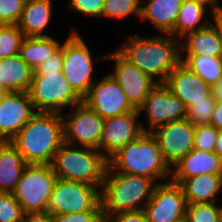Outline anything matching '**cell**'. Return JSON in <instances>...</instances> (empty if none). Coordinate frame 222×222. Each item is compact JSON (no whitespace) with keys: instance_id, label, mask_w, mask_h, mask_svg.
<instances>
[{"instance_id":"obj_1","label":"cell","mask_w":222,"mask_h":222,"mask_svg":"<svg viewBox=\"0 0 222 222\" xmlns=\"http://www.w3.org/2000/svg\"><path fill=\"white\" fill-rule=\"evenodd\" d=\"M116 50L157 83H164L181 63L180 40L170 34H155L150 37L132 34Z\"/></svg>"},{"instance_id":"obj_2","label":"cell","mask_w":222,"mask_h":222,"mask_svg":"<svg viewBox=\"0 0 222 222\" xmlns=\"http://www.w3.org/2000/svg\"><path fill=\"white\" fill-rule=\"evenodd\" d=\"M10 143L31 165H51L64 143L62 114L36 112Z\"/></svg>"},{"instance_id":"obj_3","label":"cell","mask_w":222,"mask_h":222,"mask_svg":"<svg viewBox=\"0 0 222 222\" xmlns=\"http://www.w3.org/2000/svg\"><path fill=\"white\" fill-rule=\"evenodd\" d=\"M155 179L117 171H106L100 191L104 219L122 212L143 210L155 187Z\"/></svg>"},{"instance_id":"obj_4","label":"cell","mask_w":222,"mask_h":222,"mask_svg":"<svg viewBox=\"0 0 222 222\" xmlns=\"http://www.w3.org/2000/svg\"><path fill=\"white\" fill-rule=\"evenodd\" d=\"M108 163L107 171L142 175L156 181L171 179V168L151 133H143L137 140L122 147Z\"/></svg>"},{"instance_id":"obj_5","label":"cell","mask_w":222,"mask_h":222,"mask_svg":"<svg viewBox=\"0 0 222 222\" xmlns=\"http://www.w3.org/2000/svg\"><path fill=\"white\" fill-rule=\"evenodd\" d=\"M108 159L97 149L63 143L51 167L58 179L83 182L102 189Z\"/></svg>"},{"instance_id":"obj_6","label":"cell","mask_w":222,"mask_h":222,"mask_svg":"<svg viewBox=\"0 0 222 222\" xmlns=\"http://www.w3.org/2000/svg\"><path fill=\"white\" fill-rule=\"evenodd\" d=\"M36 112H53L62 114L65 107H73L82 98L73 90L62 71L42 72L32 75L27 91Z\"/></svg>"},{"instance_id":"obj_7","label":"cell","mask_w":222,"mask_h":222,"mask_svg":"<svg viewBox=\"0 0 222 222\" xmlns=\"http://www.w3.org/2000/svg\"><path fill=\"white\" fill-rule=\"evenodd\" d=\"M57 179L51 165L25 167L12 192L24 214L47 211Z\"/></svg>"},{"instance_id":"obj_8","label":"cell","mask_w":222,"mask_h":222,"mask_svg":"<svg viewBox=\"0 0 222 222\" xmlns=\"http://www.w3.org/2000/svg\"><path fill=\"white\" fill-rule=\"evenodd\" d=\"M81 34L72 30L63 42L62 73L73 90L83 98L95 83L94 60Z\"/></svg>"},{"instance_id":"obj_9","label":"cell","mask_w":222,"mask_h":222,"mask_svg":"<svg viewBox=\"0 0 222 222\" xmlns=\"http://www.w3.org/2000/svg\"><path fill=\"white\" fill-rule=\"evenodd\" d=\"M96 186L83 182L57 179L51 193L47 212L51 215L103 211L100 191Z\"/></svg>"},{"instance_id":"obj_10","label":"cell","mask_w":222,"mask_h":222,"mask_svg":"<svg viewBox=\"0 0 222 222\" xmlns=\"http://www.w3.org/2000/svg\"><path fill=\"white\" fill-rule=\"evenodd\" d=\"M71 108L73 112L62 114L64 143L100 151L104 119L82 101Z\"/></svg>"},{"instance_id":"obj_11","label":"cell","mask_w":222,"mask_h":222,"mask_svg":"<svg viewBox=\"0 0 222 222\" xmlns=\"http://www.w3.org/2000/svg\"><path fill=\"white\" fill-rule=\"evenodd\" d=\"M186 109L184 103L172 94L163 83H157L137 110L140 115L143 111L147 113L149 127L142 123L141 126L144 133H151L164 124L185 120Z\"/></svg>"},{"instance_id":"obj_12","label":"cell","mask_w":222,"mask_h":222,"mask_svg":"<svg viewBox=\"0 0 222 222\" xmlns=\"http://www.w3.org/2000/svg\"><path fill=\"white\" fill-rule=\"evenodd\" d=\"M187 201L182 187L170 181L159 183L143 208L148 222H182Z\"/></svg>"},{"instance_id":"obj_13","label":"cell","mask_w":222,"mask_h":222,"mask_svg":"<svg viewBox=\"0 0 222 222\" xmlns=\"http://www.w3.org/2000/svg\"><path fill=\"white\" fill-rule=\"evenodd\" d=\"M82 102L103 119L136 110L110 74L104 75L99 81L96 80L82 98Z\"/></svg>"},{"instance_id":"obj_14","label":"cell","mask_w":222,"mask_h":222,"mask_svg":"<svg viewBox=\"0 0 222 222\" xmlns=\"http://www.w3.org/2000/svg\"><path fill=\"white\" fill-rule=\"evenodd\" d=\"M101 58L114 60L115 69L110 75L122 88L131 105L138 109L157 82L125 59L117 50L102 55Z\"/></svg>"},{"instance_id":"obj_15","label":"cell","mask_w":222,"mask_h":222,"mask_svg":"<svg viewBox=\"0 0 222 222\" xmlns=\"http://www.w3.org/2000/svg\"><path fill=\"white\" fill-rule=\"evenodd\" d=\"M194 133L195 126L187 119L164 124L151 132L170 168L194 148Z\"/></svg>"},{"instance_id":"obj_16","label":"cell","mask_w":222,"mask_h":222,"mask_svg":"<svg viewBox=\"0 0 222 222\" xmlns=\"http://www.w3.org/2000/svg\"><path fill=\"white\" fill-rule=\"evenodd\" d=\"M139 116L141 117L136 109L133 112L104 119L100 152L108 160L122 147L137 140L144 133L138 121Z\"/></svg>"},{"instance_id":"obj_17","label":"cell","mask_w":222,"mask_h":222,"mask_svg":"<svg viewBox=\"0 0 222 222\" xmlns=\"http://www.w3.org/2000/svg\"><path fill=\"white\" fill-rule=\"evenodd\" d=\"M35 113L27 92H5L0 101V142L11 141Z\"/></svg>"},{"instance_id":"obj_18","label":"cell","mask_w":222,"mask_h":222,"mask_svg":"<svg viewBox=\"0 0 222 222\" xmlns=\"http://www.w3.org/2000/svg\"><path fill=\"white\" fill-rule=\"evenodd\" d=\"M163 84L184 103L186 108L194 102L206 101V97L211 94V86L182 62L169 74Z\"/></svg>"},{"instance_id":"obj_19","label":"cell","mask_w":222,"mask_h":222,"mask_svg":"<svg viewBox=\"0 0 222 222\" xmlns=\"http://www.w3.org/2000/svg\"><path fill=\"white\" fill-rule=\"evenodd\" d=\"M202 174L222 175V159L214 152L192 149L171 168V181L180 184L184 179Z\"/></svg>"},{"instance_id":"obj_20","label":"cell","mask_w":222,"mask_h":222,"mask_svg":"<svg viewBox=\"0 0 222 222\" xmlns=\"http://www.w3.org/2000/svg\"><path fill=\"white\" fill-rule=\"evenodd\" d=\"M51 0H26L17 24L25 37H49L44 31L52 20Z\"/></svg>"},{"instance_id":"obj_21","label":"cell","mask_w":222,"mask_h":222,"mask_svg":"<svg viewBox=\"0 0 222 222\" xmlns=\"http://www.w3.org/2000/svg\"><path fill=\"white\" fill-rule=\"evenodd\" d=\"M183 0H141L140 19L148 20L161 34H170ZM143 3H146L143 5Z\"/></svg>"},{"instance_id":"obj_22","label":"cell","mask_w":222,"mask_h":222,"mask_svg":"<svg viewBox=\"0 0 222 222\" xmlns=\"http://www.w3.org/2000/svg\"><path fill=\"white\" fill-rule=\"evenodd\" d=\"M179 185L187 204L215 203L222 192V175L202 174L184 179Z\"/></svg>"},{"instance_id":"obj_23","label":"cell","mask_w":222,"mask_h":222,"mask_svg":"<svg viewBox=\"0 0 222 222\" xmlns=\"http://www.w3.org/2000/svg\"><path fill=\"white\" fill-rule=\"evenodd\" d=\"M33 70L20 55L0 59V90L5 92H27L32 81Z\"/></svg>"},{"instance_id":"obj_24","label":"cell","mask_w":222,"mask_h":222,"mask_svg":"<svg viewBox=\"0 0 222 222\" xmlns=\"http://www.w3.org/2000/svg\"><path fill=\"white\" fill-rule=\"evenodd\" d=\"M182 38L185 40H180V55L222 57V42L211 24Z\"/></svg>"},{"instance_id":"obj_25","label":"cell","mask_w":222,"mask_h":222,"mask_svg":"<svg viewBox=\"0 0 222 222\" xmlns=\"http://www.w3.org/2000/svg\"><path fill=\"white\" fill-rule=\"evenodd\" d=\"M28 164L10 143L0 142V192L12 193Z\"/></svg>"},{"instance_id":"obj_26","label":"cell","mask_w":222,"mask_h":222,"mask_svg":"<svg viewBox=\"0 0 222 222\" xmlns=\"http://www.w3.org/2000/svg\"><path fill=\"white\" fill-rule=\"evenodd\" d=\"M207 10L209 9L200 3L191 0H183L177 21L170 35L181 40L186 34L208 26L210 20L206 18V13L210 14L211 12Z\"/></svg>"},{"instance_id":"obj_27","label":"cell","mask_w":222,"mask_h":222,"mask_svg":"<svg viewBox=\"0 0 222 222\" xmlns=\"http://www.w3.org/2000/svg\"><path fill=\"white\" fill-rule=\"evenodd\" d=\"M62 46L61 42L53 37H25L22 41L19 55L32 69L45 62Z\"/></svg>"},{"instance_id":"obj_28","label":"cell","mask_w":222,"mask_h":222,"mask_svg":"<svg viewBox=\"0 0 222 222\" xmlns=\"http://www.w3.org/2000/svg\"><path fill=\"white\" fill-rule=\"evenodd\" d=\"M180 61L210 86L222 79V57L180 55Z\"/></svg>"},{"instance_id":"obj_29","label":"cell","mask_w":222,"mask_h":222,"mask_svg":"<svg viewBox=\"0 0 222 222\" xmlns=\"http://www.w3.org/2000/svg\"><path fill=\"white\" fill-rule=\"evenodd\" d=\"M24 38L17 25H0V59L18 55Z\"/></svg>"},{"instance_id":"obj_30","label":"cell","mask_w":222,"mask_h":222,"mask_svg":"<svg viewBox=\"0 0 222 222\" xmlns=\"http://www.w3.org/2000/svg\"><path fill=\"white\" fill-rule=\"evenodd\" d=\"M215 203L187 204L185 222H222V206ZM219 205V206H218Z\"/></svg>"},{"instance_id":"obj_31","label":"cell","mask_w":222,"mask_h":222,"mask_svg":"<svg viewBox=\"0 0 222 222\" xmlns=\"http://www.w3.org/2000/svg\"><path fill=\"white\" fill-rule=\"evenodd\" d=\"M141 0H104L102 18L121 19L132 16L140 18Z\"/></svg>"},{"instance_id":"obj_32","label":"cell","mask_w":222,"mask_h":222,"mask_svg":"<svg viewBox=\"0 0 222 222\" xmlns=\"http://www.w3.org/2000/svg\"><path fill=\"white\" fill-rule=\"evenodd\" d=\"M215 103L211 94L206 97V101L194 102L186 109V119L194 126L210 124Z\"/></svg>"},{"instance_id":"obj_33","label":"cell","mask_w":222,"mask_h":222,"mask_svg":"<svg viewBox=\"0 0 222 222\" xmlns=\"http://www.w3.org/2000/svg\"><path fill=\"white\" fill-rule=\"evenodd\" d=\"M23 215L13 194L0 192V222H22Z\"/></svg>"},{"instance_id":"obj_34","label":"cell","mask_w":222,"mask_h":222,"mask_svg":"<svg viewBox=\"0 0 222 222\" xmlns=\"http://www.w3.org/2000/svg\"><path fill=\"white\" fill-rule=\"evenodd\" d=\"M218 132L211 124L195 126L194 149L214 152Z\"/></svg>"},{"instance_id":"obj_35","label":"cell","mask_w":222,"mask_h":222,"mask_svg":"<svg viewBox=\"0 0 222 222\" xmlns=\"http://www.w3.org/2000/svg\"><path fill=\"white\" fill-rule=\"evenodd\" d=\"M26 0H0V25H17Z\"/></svg>"},{"instance_id":"obj_36","label":"cell","mask_w":222,"mask_h":222,"mask_svg":"<svg viewBox=\"0 0 222 222\" xmlns=\"http://www.w3.org/2000/svg\"><path fill=\"white\" fill-rule=\"evenodd\" d=\"M104 0H69L68 10L77 13L92 16L94 18H102Z\"/></svg>"},{"instance_id":"obj_37","label":"cell","mask_w":222,"mask_h":222,"mask_svg":"<svg viewBox=\"0 0 222 222\" xmlns=\"http://www.w3.org/2000/svg\"><path fill=\"white\" fill-rule=\"evenodd\" d=\"M54 222H102L103 211H84L52 215Z\"/></svg>"},{"instance_id":"obj_38","label":"cell","mask_w":222,"mask_h":222,"mask_svg":"<svg viewBox=\"0 0 222 222\" xmlns=\"http://www.w3.org/2000/svg\"><path fill=\"white\" fill-rule=\"evenodd\" d=\"M63 63V43L61 48L51 55L45 62L37 66L33 70V75H40L42 72H58L62 71Z\"/></svg>"},{"instance_id":"obj_39","label":"cell","mask_w":222,"mask_h":222,"mask_svg":"<svg viewBox=\"0 0 222 222\" xmlns=\"http://www.w3.org/2000/svg\"><path fill=\"white\" fill-rule=\"evenodd\" d=\"M105 220L106 222H148L143 210L114 214Z\"/></svg>"},{"instance_id":"obj_40","label":"cell","mask_w":222,"mask_h":222,"mask_svg":"<svg viewBox=\"0 0 222 222\" xmlns=\"http://www.w3.org/2000/svg\"><path fill=\"white\" fill-rule=\"evenodd\" d=\"M22 222H54L52 215L45 212L25 213Z\"/></svg>"},{"instance_id":"obj_41","label":"cell","mask_w":222,"mask_h":222,"mask_svg":"<svg viewBox=\"0 0 222 222\" xmlns=\"http://www.w3.org/2000/svg\"><path fill=\"white\" fill-rule=\"evenodd\" d=\"M210 17L212 18L211 21H213V23L210 22V24L216 30L217 35L222 42V7L213 10L210 13Z\"/></svg>"},{"instance_id":"obj_42","label":"cell","mask_w":222,"mask_h":222,"mask_svg":"<svg viewBox=\"0 0 222 222\" xmlns=\"http://www.w3.org/2000/svg\"><path fill=\"white\" fill-rule=\"evenodd\" d=\"M210 124L222 130V102L216 101Z\"/></svg>"},{"instance_id":"obj_43","label":"cell","mask_w":222,"mask_h":222,"mask_svg":"<svg viewBox=\"0 0 222 222\" xmlns=\"http://www.w3.org/2000/svg\"><path fill=\"white\" fill-rule=\"evenodd\" d=\"M211 95L216 101L222 102V79L211 86Z\"/></svg>"},{"instance_id":"obj_44","label":"cell","mask_w":222,"mask_h":222,"mask_svg":"<svg viewBox=\"0 0 222 222\" xmlns=\"http://www.w3.org/2000/svg\"><path fill=\"white\" fill-rule=\"evenodd\" d=\"M191 1H195L197 3H200L202 5H204L205 7L207 6V8H210V12H212L215 9H218L219 7H222V5H219V0H191Z\"/></svg>"},{"instance_id":"obj_45","label":"cell","mask_w":222,"mask_h":222,"mask_svg":"<svg viewBox=\"0 0 222 222\" xmlns=\"http://www.w3.org/2000/svg\"><path fill=\"white\" fill-rule=\"evenodd\" d=\"M214 153L222 159V130H219Z\"/></svg>"},{"instance_id":"obj_46","label":"cell","mask_w":222,"mask_h":222,"mask_svg":"<svg viewBox=\"0 0 222 222\" xmlns=\"http://www.w3.org/2000/svg\"><path fill=\"white\" fill-rule=\"evenodd\" d=\"M5 91L4 90H0V101H1V98L2 96L4 95Z\"/></svg>"}]
</instances>
